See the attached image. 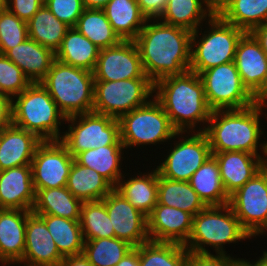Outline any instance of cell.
<instances>
[{
  "label": "cell",
  "instance_id": "db71d44e",
  "mask_svg": "<svg viewBox=\"0 0 267 266\" xmlns=\"http://www.w3.org/2000/svg\"><path fill=\"white\" fill-rule=\"evenodd\" d=\"M257 103L264 107H267V88L265 91L260 95V97L257 99Z\"/></svg>",
  "mask_w": 267,
  "mask_h": 266
},
{
  "label": "cell",
  "instance_id": "816d5d0a",
  "mask_svg": "<svg viewBox=\"0 0 267 266\" xmlns=\"http://www.w3.org/2000/svg\"><path fill=\"white\" fill-rule=\"evenodd\" d=\"M116 266H139L138 247H134L128 252Z\"/></svg>",
  "mask_w": 267,
  "mask_h": 266
},
{
  "label": "cell",
  "instance_id": "ba28073f",
  "mask_svg": "<svg viewBox=\"0 0 267 266\" xmlns=\"http://www.w3.org/2000/svg\"><path fill=\"white\" fill-rule=\"evenodd\" d=\"M120 139L125 149L155 145L177 139L168 115L152 97L145 105L133 109L119 119Z\"/></svg>",
  "mask_w": 267,
  "mask_h": 266
},
{
  "label": "cell",
  "instance_id": "6da1fadb",
  "mask_svg": "<svg viewBox=\"0 0 267 266\" xmlns=\"http://www.w3.org/2000/svg\"><path fill=\"white\" fill-rule=\"evenodd\" d=\"M192 32L148 19L133 40L138 48L145 75L153 82L184 74L191 63Z\"/></svg>",
  "mask_w": 267,
  "mask_h": 266
},
{
  "label": "cell",
  "instance_id": "3957f363",
  "mask_svg": "<svg viewBox=\"0 0 267 266\" xmlns=\"http://www.w3.org/2000/svg\"><path fill=\"white\" fill-rule=\"evenodd\" d=\"M263 110L257 102L244 109L213 110L207 125L197 132L205 133L211 152L239 151L257 156L262 152L266 156V141L260 142Z\"/></svg>",
  "mask_w": 267,
  "mask_h": 266
},
{
  "label": "cell",
  "instance_id": "7c38bea8",
  "mask_svg": "<svg viewBox=\"0 0 267 266\" xmlns=\"http://www.w3.org/2000/svg\"><path fill=\"white\" fill-rule=\"evenodd\" d=\"M228 205L250 237L267 231V168L229 196Z\"/></svg>",
  "mask_w": 267,
  "mask_h": 266
},
{
  "label": "cell",
  "instance_id": "5b68a950",
  "mask_svg": "<svg viewBox=\"0 0 267 266\" xmlns=\"http://www.w3.org/2000/svg\"><path fill=\"white\" fill-rule=\"evenodd\" d=\"M40 83L66 118L93 111V72L55 59Z\"/></svg>",
  "mask_w": 267,
  "mask_h": 266
},
{
  "label": "cell",
  "instance_id": "1f68e13d",
  "mask_svg": "<svg viewBox=\"0 0 267 266\" xmlns=\"http://www.w3.org/2000/svg\"><path fill=\"white\" fill-rule=\"evenodd\" d=\"M157 204L178 208L193 216L207 207L189 182L170 180L160 174Z\"/></svg>",
  "mask_w": 267,
  "mask_h": 266
},
{
  "label": "cell",
  "instance_id": "f907efd6",
  "mask_svg": "<svg viewBox=\"0 0 267 266\" xmlns=\"http://www.w3.org/2000/svg\"><path fill=\"white\" fill-rule=\"evenodd\" d=\"M59 266H93L84 254L64 257Z\"/></svg>",
  "mask_w": 267,
  "mask_h": 266
},
{
  "label": "cell",
  "instance_id": "681fc988",
  "mask_svg": "<svg viewBox=\"0 0 267 266\" xmlns=\"http://www.w3.org/2000/svg\"><path fill=\"white\" fill-rule=\"evenodd\" d=\"M250 33L260 43L263 52L267 56V22L257 26Z\"/></svg>",
  "mask_w": 267,
  "mask_h": 266
},
{
  "label": "cell",
  "instance_id": "f35d334b",
  "mask_svg": "<svg viewBox=\"0 0 267 266\" xmlns=\"http://www.w3.org/2000/svg\"><path fill=\"white\" fill-rule=\"evenodd\" d=\"M79 222L84 241L115 237L104 200L83 202Z\"/></svg>",
  "mask_w": 267,
  "mask_h": 266
},
{
  "label": "cell",
  "instance_id": "83f0119b",
  "mask_svg": "<svg viewBox=\"0 0 267 266\" xmlns=\"http://www.w3.org/2000/svg\"><path fill=\"white\" fill-rule=\"evenodd\" d=\"M124 149L123 144H113L80 152L74 159L81 166L94 169L115 188L123 177L120 167Z\"/></svg>",
  "mask_w": 267,
  "mask_h": 266
},
{
  "label": "cell",
  "instance_id": "91938a15",
  "mask_svg": "<svg viewBox=\"0 0 267 266\" xmlns=\"http://www.w3.org/2000/svg\"><path fill=\"white\" fill-rule=\"evenodd\" d=\"M265 167L267 168V141H266V156H265Z\"/></svg>",
  "mask_w": 267,
  "mask_h": 266
},
{
  "label": "cell",
  "instance_id": "8fae6325",
  "mask_svg": "<svg viewBox=\"0 0 267 266\" xmlns=\"http://www.w3.org/2000/svg\"><path fill=\"white\" fill-rule=\"evenodd\" d=\"M199 76L212 110L244 109L257 102L244 86L234 61L211 67Z\"/></svg>",
  "mask_w": 267,
  "mask_h": 266
},
{
  "label": "cell",
  "instance_id": "4dcf8cb0",
  "mask_svg": "<svg viewBox=\"0 0 267 266\" xmlns=\"http://www.w3.org/2000/svg\"><path fill=\"white\" fill-rule=\"evenodd\" d=\"M189 183L207 206L228 204L229 196L222 184L219 165L213 155L195 171Z\"/></svg>",
  "mask_w": 267,
  "mask_h": 266
},
{
  "label": "cell",
  "instance_id": "680465c9",
  "mask_svg": "<svg viewBox=\"0 0 267 266\" xmlns=\"http://www.w3.org/2000/svg\"><path fill=\"white\" fill-rule=\"evenodd\" d=\"M42 6L46 5L49 0H38Z\"/></svg>",
  "mask_w": 267,
  "mask_h": 266
},
{
  "label": "cell",
  "instance_id": "277c9868",
  "mask_svg": "<svg viewBox=\"0 0 267 266\" xmlns=\"http://www.w3.org/2000/svg\"><path fill=\"white\" fill-rule=\"evenodd\" d=\"M64 121L66 117L41 83H31L12 99V124L42 141L60 140L63 132L59 128Z\"/></svg>",
  "mask_w": 267,
  "mask_h": 266
},
{
  "label": "cell",
  "instance_id": "11a10c76",
  "mask_svg": "<svg viewBox=\"0 0 267 266\" xmlns=\"http://www.w3.org/2000/svg\"><path fill=\"white\" fill-rule=\"evenodd\" d=\"M251 266H267V259L262 255L258 260L252 262Z\"/></svg>",
  "mask_w": 267,
  "mask_h": 266
},
{
  "label": "cell",
  "instance_id": "44dd1931",
  "mask_svg": "<svg viewBox=\"0 0 267 266\" xmlns=\"http://www.w3.org/2000/svg\"><path fill=\"white\" fill-rule=\"evenodd\" d=\"M35 200L31 165L0 171V209L32 211Z\"/></svg>",
  "mask_w": 267,
  "mask_h": 266
},
{
  "label": "cell",
  "instance_id": "60d3db41",
  "mask_svg": "<svg viewBox=\"0 0 267 266\" xmlns=\"http://www.w3.org/2000/svg\"><path fill=\"white\" fill-rule=\"evenodd\" d=\"M27 38V23L6 8L0 10V54H5Z\"/></svg>",
  "mask_w": 267,
  "mask_h": 266
},
{
  "label": "cell",
  "instance_id": "d4e9b609",
  "mask_svg": "<svg viewBox=\"0 0 267 266\" xmlns=\"http://www.w3.org/2000/svg\"><path fill=\"white\" fill-rule=\"evenodd\" d=\"M158 175L157 168L147 174L139 172L127 180H123L125 178L123 175L115 189L137 210L148 217L157 205Z\"/></svg>",
  "mask_w": 267,
  "mask_h": 266
},
{
  "label": "cell",
  "instance_id": "ee69618b",
  "mask_svg": "<svg viewBox=\"0 0 267 266\" xmlns=\"http://www.w3.org/2000/svg\"><path fill=\"white\" fill-rule=\"evenodd\" d=\"M239 260L227 253L213 255L188 251L186 266H234Z\"/></svg>",
  "mask_w": 267,
  "mask_h": 266
},
{
  "label": "cell",
  "instance_id": "30bf717a",
  "mask_svg": "<svg viewBox=\"0 0 267 266\" xmlns=\"http://www.w3.org/2000/svg\"><path fill=\"white\" fill-rule=\"evenodd\" d=\"M153 94L154 83L149 78L94 81L93 111L119 119L145 105Z\"/></svg>",
  "mask_w": 267,
  "mask_h": 266
},
{
  "label": "cell",
  "instance_id": "74e56055",
  "mask_svg": "<svg viewBox=\"0 0 267 266\" xmlns=\"http://www.w3.org/2000/svg\"><path fill=\"white\" fill-rule=\"evenodd\" d=\"M220 17L245 32H251L267 22V0H234Z\"/></svg>",
  "mask_w": 267,
  "mask_h": 266
},
{
  "label": "cell",
  "instance_id": "7402d4cb",
  "mask_svg": "<svg viewBox=\"0 0 267 266\" xmlns=\"http://www.w3.org/2000/svg\"><path fill=\"white\" fill-rule=\"evenodd\" d=\"M21 209H0V263L9 266L22 260L25 249L27 217Z\"/></svg>",
  "mask_w": 267,
  "mask_h": 266
},
{
  "label": "cell",
  "instance_id": "484cf974",
  "mask_svg": "<svg viewBox=\"0 0 267 266\" xmlns=\"http://www.w3.org/2000/svg\"><path fill=\"white\" fill-rule=\"evenodd\" d=\"M122 40H134L147 22L137 0H110L102 9Z\"/></svg>",
  "mask_w": 267,
  "mask_h": 266
},
{
  "label": "cell",
  "instance_id": "2e32d148",
  "mask_svg": "<svg viewBox=\"0 0 267 266\" xmlns=\"http://www.w3.org/2000/svg\"><path fill=\"white\" fill-rule=\"evenodd\" d=\"M103 200L116 238L128 242L133 247L149 241L147 217L121 193L114 188Z\"/></svg>",
  "mask_w": 267,
  "mask_h": 266
},
{
  "label": "cell",
  "instance_id": "e575fe53",
  "mask_svg": "<svg viewBox=\"0 0 267 266\" xmlns=\"http://www.w3.org/2000/svg\"><path fill=\"white\" fill-rule=\"evenodd\" d=\"M46 224L59 253L63 257L83 253L84 239L79 220L53 215H38Z\"/></svg>",
  "mask_w": 267,
  "mask_h": 266
},
{
  "label": "cell",
  "instance_id": "94428289",
  "mask_svg": "<svg viewBox=\"0 0 267 266\" xmlns=\"http://www.w3.org/2000/svg\"><path fill=\"white\" fill-rule=\"evenodd\" d=\"M15 264H18V265H19V264H20V265L22 264V266H33V265H28V264H24V265H23V263H19V262H18V263H14V265H15Z\"/></svg>",
  "mask_w": 267,
  "mask_h": 266
},
{
  "label": "cell",
  "instance_id": "7dc6e473",
  "mask_svg": "<svg viewBox=\"0 0 267 266\" xmlns=\"http://www.w3.org/2000/svg\"><path fill=\"white\" fill-rule=\"evenodd\" d=\"M12 124V99L0 93V130Z\"/></svg>",
  "mask_w": 267,
  "mask_h": 266
},
{
  "label": "cell",
  "instance_id": "9f6ffc18",
  "mask_svg": "<svg viewBox=\"0 0 267 266\" xmlns=\"http://www.w3.org/2000/svg\"><path fill=\"white\" fill-rule=\"evenodd\" d=\"M234 266H251V261L242 258Z\"/></svg>",
  "mask_w": 267,
  "mask_h": 266
},
{
  "label": "cell",
  "instance_id": "e0dca14e",
  "mask_svg": "<svg viewBox=\"0 0 267 266\" xmlns=\"http://www.w3.org/2000/svg\"><path fill=\"white\" fill-rule=\"evenodd\" d=\"M234 62L244 86L258 99L267 88V56L250 32L239 40Z\"/></svg>",
  "mask_w": 267,
  "mask_h": 266
},
{
  "label": "cell",
  "instance_id": "9c48e42d",
  "mask_svg": "<svg viewBox=\"0 0 267 266\" xmlns=\"http://www.w3.org/2000/svg\"><path fill=\"white\" fill-rule=\"evenodd\" d=\"M68 130L60 141L75 158L80 152L122 144L118 119L94 111L66 118Z\"/></svg>",
  "mask_w": 267,
  "mask_h": 266
},
{
  "label": "cell",
  "instance_id": "6f0895ef",
  "mask_svg": "<svg viewBox=\"0 0 267 266\" xmlns=\"http://www.w3.org/2000/svg\"><path fill=\"white\" fill-rule=\"evenodd\" d=\"M5 8V0H0V10Z\"/></svg>",
  "mask_w": 267,
  "mask_h": 266
},
{
  "label": "cell",
  "instance_id": "8992f818",
  "mask_svg": "<svg viewBox=\"0 0 267 266\" xmlns=\"http://www.w3.org/2000/svg\"><path fill=\"white\" fill-rule=\"evenodd\" d=\"M250 239V235L241 227L239 219L231 207L207 206L193 216L192 231L184 244L188 251L210 253L205 245L215 248L216 254H226L225 244Z\"/></svg>",
  "mask_w": 267,
  "mask_h": 266
},
{
  "label": "cell",
  "instance_id": "ac0fdd59",
  "mask_svg": "<svg viewBox=\"0 0 267 266\" xmlns=\"http://www.w3.org/2000/svg\"><path fill=\"white\" fill-rule=\"evenodd\" d=\"M193 215L178 208L157 204L147 217L149 240L184 245L192 231Z\"/></svg>",
  "mask_w": 267,
  "mask_h": 266
},
{
  "label": "cell",
  "instance_id": "4316f807",
  "mask_svg": "<svg viewBox=\"0 0 267 266\" xmlns=\"http://www.w3.org/2000/svg\"><path fill=\"white\" fill-rule=\"evenodd\" d=\"M99 52L100 48L75 27H71L64 36L59 49L55 52V59L64 64L93 72Z\"/></svg>",
  "mask_w": 267,
  "mask_h": 266
},
{
  "label": "cell",
  "instance_id": "7a4b0ae2",
  "mask_svg": "<svg viewBox=\"0 0 267 266\" xmlns=\"http://www.w3.org/2000/svg\"><path fill=\"white\" fill-rule=\"evenodd\" d=\"M154 93L177 132H194L196 126L207 125L213 110L199 74L189 70L161 78L154 83Z\"/></svg>",
  "mask_w": 267,
  "mask_h": 266
},
{
  "label": "cell",
  "instance_id": "7bdbcfd3",
  "mask_svg": "<svg viewBox=\"0 0 267 266\" xmlns=\"http://www.w3.org/2000/svg\"><path fill=\"white\" fill-rule=\"evenodd\" d=\"M46 7L69 27H75L85 7L82 0H49Z\"/></svg>",
  "mask_w": 267,
  "mask_h": 266
},
{
  "label": "cell",
  "instance_id": "603a6c76",
  "mask_svg": "<svg viewBox=\"0 0 267 266\" xmlns=\"http://www.w3.org/2000/svg\"><path fill=\"white\" fill-rule=\"evenodd\" d=\"M42 142L35 134L13 124L2 129L0 171L31 165L37 146Z\"/></svg>",
  "mask_w": 267,
  "mask_h": 266
},
{
  "label": "cell",
  "instance_id": "f546056e",
  "mask_svg": "<svg viewBox=\"0 0 267 266\" xmlns=\"http://www.w3.org/2000/svg\"><path fill=\"white\" fill-rule=\"evenodd\" d=\"M66 188L82 202L103 200L114 189L94 169L81 166L75 160L69 172Z\"/></svg>",
  "mask_w": 267,
  "mask_h": 266
},
{
  "label": "cell",
  "instance_id": "cb8c5ba5",
  "mask_svg": "<svg viewBox=\"0 0 267 266\" xmlns=\"http://www.w3.org/2000/svg\"><path fill=\"white\" fill-rule=\"evenodd\" d=\"M31 81L40 83L55 60V53L31 38L9 49L5 54Z\"/></svg>",
  "mask_w": 267,
  "mask_h": 266
},
{
  "label": "cell",
  "instance_id": "f6af8a7d",
  "mask_svg": "<svg viewBox=\"0 0 267 266\" xmlns=\"http://www.w3.org/2000/svg\"><path fill=\"white\" fill-rule=\"evenodd\" d=\"M38 0H5V8L18 16L24 22H28L41 8Z\"/></svg>",
  "mask_w": 267,
  "mask_h": 266
},
{
  "label": "cell",
  "instance_id": "f1b7e54d",
  "mask_svg": "<svg viewBox=\"0 0 267 266\" xmlns=\"http://www.w3.org/2000/svg\"><path fill=\"white\" fill-rule=\"evenodd\" d=\"M82 201L67 188L39 189L32 212L36 215H53L70 220H80Z\"/></svg>",
  "mask_w": 267,
  "mask_h": 266
},
{
  "label": "cell",
  "instance_id": "52a82bcc",
  "mask_svg": "<svg viewBox=\"0 0 267 266\" xmlns=\"http://www.w3.org/2000/svg\"><path fill=\"white\" fill-rule=\"evenodd\" d=\"M205 22H208L210 30L202 33V28L200 32L198 28L191 36L189 70L197 74L211 67L234 61L237 44L246 33L225 22L220 16H212Z\"/></svg>",
  "mask_w": 267,
  "mask_h": 266
},
{
  "label": "cell",
  "instance_id": "4fadbf2b",
  "mask_svg": "<svg viewBox=\"0 0 267 266\" xmlns=\"http://www.w3.org/2000/svg\"><path fill=\"white\" fill-rule=\"evenodd\" d=\"M183 134L186 132H177L179 141H174V148H170L157 170L167 179L189 182L195 171L212 156V152L204 132H187L186 137Z\"/></svg>",
  "mask_w": 267,
  "mask_h": 266
},
{
  "label": "cell",
  "instance_id": "8d00e7d4",
  "mask_svg": "<svg viewBox=\"0 0 267 266\" xmlns=\"http://www.w3.org/2000/svg\"><path fill=\"white\" fill-rule=\"evenodd\" d=\"M139 266H186L188 250L173 242L147 241L138 246Z\"/></svg>",
  "mask_w": 267,
  "mask_h": 266
},
{
  "label": "cell",
  "instance_id": "5bb4252c",
  "mask_svg": "<svg viewBox=\"0 0 267 266\" xmlns=\"http://www.w3.org/2000/svg\"><path fill=\"white\" fill-rule=\"evenodd\" d=\"M74 160L60 140L42 141L31 162L35 192L39 189L65 187Z\"/></svg>",
  "mask_w": 267,
  "mask_h": 266
},
{
  "label": "cell",
  "instance_id": "6125c7cd",
  "mask_svg": "<svg viewBox=\"0 0 267 266\" xmlns=\"http://www.w3.org/2000/svg\"><path fill=\"white\" fill-rule=\"evenodd\" d=\"M263 256L267 259V251H263Z\"/></svg>",
  "mask_w": 267,
  "mask_h": 266
},
{
  "label": "cell",
  "instance_id": "836d02e7",
  "mask_svg": "<svg viewBox=\"0 0 267 266\" xmlns=\"http://www.w3.org/2000/svg\"><path fill=\"white\" fill-rule=\"evenodd\" d=\"M28 36L54 53L59 49L64 36L71 28L60 21L46 5L34 14L27 22Z\"/></svg>",
  "mask_w": 267,
  "mask_h": 266
},
{
  "label": "cell",
  "instance_id": "bcb514c9",
  "mask_svg": "<svg viewBox=\"0 0 267 266\" xmlns=\"http://www.w3.org/2000/svg\"><path fill=\"white\" fill-rule=\"evenodd\" d=\"M141 12L147 19H158L163 13L168 0H137Z\"/></svg>",
  "mask_w": 267,
  "mask_h": 266
},
{
  "label": "cell",
  "instance_id": "b9f144b4",
  "mask_svg": "<svg viewBox=\"0 0 267 266\" xmlns=\"http://www.w3.org/2000/svg\"><path fill=\"white\" fill-rule=\"evenodd\" d=\"M30 84L24 72L4 54H0V93L13 99Z\"/></svg>",
  "mask_w": 267,
  "mask_h": 266
},
{
  "label": "cell",
  "instance_id": "9a60e30c",
  "mask_svg": "<svg viewBox=\"0 0 267 266\" xmlns=\"http://www.w3.org/2000/svg\"><path fill=\"white\" fill-rule=\"evenodd\" d=\"M93 75L94 81L148 78L138 48L132 40H122L115 46L100 49Z\"/></svg>",
  "mask_w": 267,
  "mask_h": 266
},
{
  "label": "cell",
  "instance_id": "ab89813d",
  "mask_svg": "<svg viewBox=\"0 0 267 266\" xmlns=\"http://www.w3.org/2000/svg\"><path fill=\"white\" fill-rule=\"evenodd\" d=\"M134 247L114 238L84 241L83 254L93 266H116Z\"/></svg>",
  "mask_w": 267,
  "mask_h": 266
},
{
  "label": "cell",
  "instance_id": "d590c367",
  "mask_svg": "<svg viewBox=\"0 0 267 266\" xmlns=\"http://www.w3.org/2000/svg\"><path fill=\"white\" fill-rule=\"evenodd\" d=\"M75 28L100 49L122 41L102 9L85 8Z\"/></svg>",
  "mask_w": 267,
  "mask_h": 266
},
{
  "label": "cell",
  "instance_id": "ffe728a7",
  "mask_svg": "<svg viewBox=\"0 0 267 266\" xmlns=\"http://www.w3.org/2000/svg\"><path fill=\"white\" fill-rule=\"evenodd\" d=\"M216 158L221 181L228 196L241 188L265 167V157L248 152H212Z\"/></svg>",
  "mask_w": 267,
  "mask_h": 266
},
{
  "label": "cell",
  "instance_id": "f5cc1de1",
  "mask_svg": "<svg viewBox=\"0 0 267 266\" xmlns=\"http://www.w3.org/2000/svg\"><path fill=\"white\" fill-rule=\"evenodd\" d=\"M110 0H82L85 8L103 9Z\"/></svg>",
  "mask_w": 267,
  "mask_h": 266
},
{
  "label": "cell",
  "instance_id": "d6986e66",
  "mask_svg": "<svg viewBox=\"0 0 267 266\" xmlns=\"http://www.w3.org/2000/svg\"><path fill=\"white\" fill-rule=\"evenodd\" d=\"M63 258L45 222L32 212L27 217L25 249L19 263L33 266H59Z\"/></svg>",
  "mask_w": 267,
  "mask_h": 266
},
{
  "label": "cell",
  "instance_id": "d6a6232c",
  "mask_svg": "<svg viewBox=\"0 0 267 266\" xmlns=\"http://www.w3.org/2000/svg\"><path fill=\"white\" fill-rule=\"evenodd\" d=\"M211 17L205 0H168L158 20L193 32Z\"/></svg>",
  "mask_w": 267,
  "mask_h": 266
},
{
  "label": "cell",
  "instance_id": "c3c4849f",
  "mask_svg": "<svg viewBox=\"0 0 267 266\" xmlns=\"http://www.w3.org/2000/svg\"><path fill=\"white\" fill-rule=\"evenodd\" d=\"M233 2L234 0H205L212 16H221Z\"/></svg>",
  "mask_w": 267,
  "mask_h": 266
}]
</instances>
